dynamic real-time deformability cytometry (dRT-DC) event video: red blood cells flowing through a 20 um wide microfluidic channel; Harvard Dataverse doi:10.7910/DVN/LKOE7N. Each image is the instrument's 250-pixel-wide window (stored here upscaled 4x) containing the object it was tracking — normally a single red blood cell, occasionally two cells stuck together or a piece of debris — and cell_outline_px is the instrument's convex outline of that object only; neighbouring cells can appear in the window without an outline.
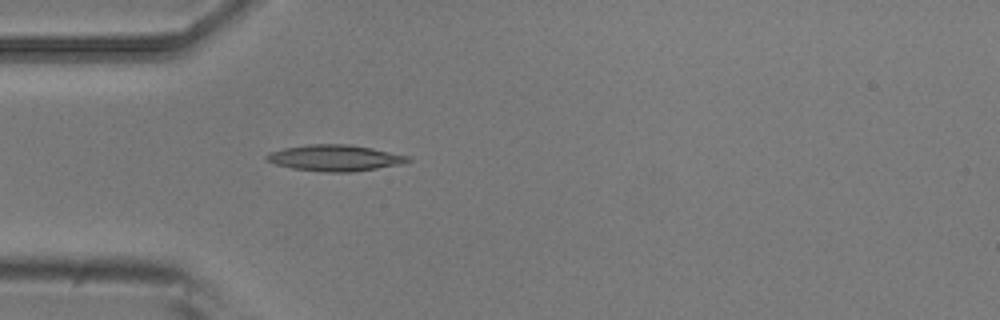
{"species": "common noctule bat (a hibernating species)", "species_latin": "Nyctalus noctula", "temperature_condition": "room temperature", "stored_images_in_passage": 3, "camera_frame_rate_fps": 3000, "um_per_image_px": 0.085, "animal": {"sex": "male", "body_mass_g": 20.5, "forearm_length_mm": 52.5}, "frame": {"image": 1, "passage_image": 3, "time_ms": 0.667, "image_size_px": [1000, 320], "cell_outline_px": [[412, 160], [400, 164], [352, 172], [320, 172], [292, 168], [276, 164], [264, 160], [264, 156], [268, 152], [284, 148], [308, 144], [352, 144], [372, 148], [408, 156]], "centroid_in_image_um": [28.41, 13.42], "position_along_channel_um": 56.6, "area_um2": 21.62}}